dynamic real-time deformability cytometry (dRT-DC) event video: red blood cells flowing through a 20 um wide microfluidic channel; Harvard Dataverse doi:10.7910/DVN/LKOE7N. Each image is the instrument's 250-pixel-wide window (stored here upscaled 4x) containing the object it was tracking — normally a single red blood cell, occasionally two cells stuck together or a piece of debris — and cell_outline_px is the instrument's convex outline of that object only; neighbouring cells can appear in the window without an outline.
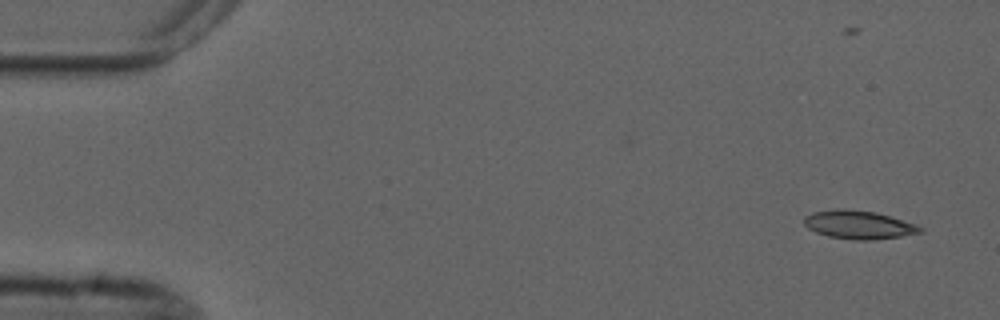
{"species": "common noctule bat (a hibernating species)", "species_latin": "Nyctalus noctula", "temperature_condition": "cold", "stored_images_in_passage": 6, "camera_frame_rate_fps": 3000, "um_per_image_px": 0.085, "animal": {"sex": "male", "forearm_length_mm": 52.5}, "frame": {"image": 1, "passage_image": 1, "time_ms": 0.0, "image_size_px": [1000, 320], "cell_outline_px": [[924, 232], [900, 236], [872, 240], [856, 240], [828, 236], [816, 232], [808, 228], [804, 224], [804, 216], [812, 212], [836, 208], [840, 208], [876, 212], [916, 224]], "centroid_in_image_um": [72.95, 19.09], "position_along_channel_um": 12.0, "area_um2": 19.13}}
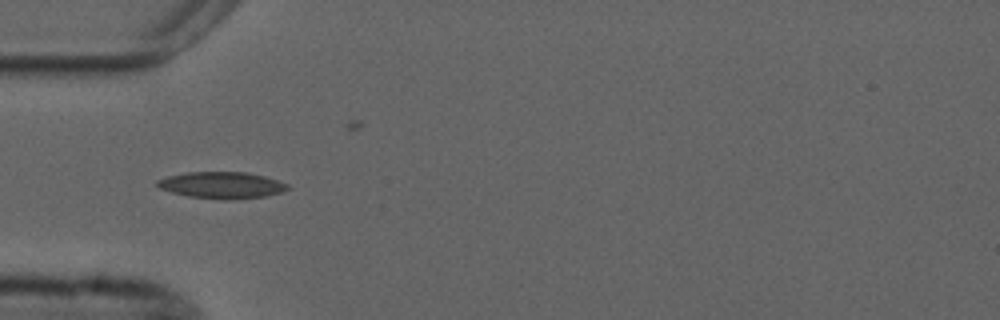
{"frame": {"image": 2, "passage_image": 5, "time_ms": 4.667, "image_size_px": [1000, 320], "cell_outline_px": [[292, 188], [280, 192], [264, 196], [232, 200], [224, 200], [188, 196], [172, 192], [160, 188], [156, 184], [156, 180], [168, 176], [188, 172], [244, 172], [264, 176], [288, 184]], "centroid_in_image_um": [18.85, 15.74], "position_along_channel_um": 66.2, "area_um2": 20.11}}
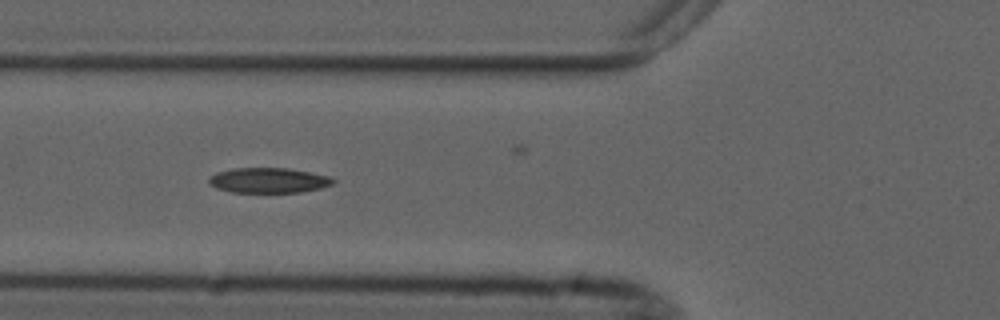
{"frame": {"image": 3, "passage_image": 6, "time_ms": 5.667, "image_size_px": [1000, 320], "cell_outline_px": [[336, 180], [332, 184], [320, 188], [300, 192], [232, 192], [216, 188], [208, 184], [208, 180], [216, 172], [232, 168], [288, 168], [328, 176]], "centroid_in_image_um": [22.79, 15.33], "position_along_channel_um": 103.0, "area_um2": 18.09}}